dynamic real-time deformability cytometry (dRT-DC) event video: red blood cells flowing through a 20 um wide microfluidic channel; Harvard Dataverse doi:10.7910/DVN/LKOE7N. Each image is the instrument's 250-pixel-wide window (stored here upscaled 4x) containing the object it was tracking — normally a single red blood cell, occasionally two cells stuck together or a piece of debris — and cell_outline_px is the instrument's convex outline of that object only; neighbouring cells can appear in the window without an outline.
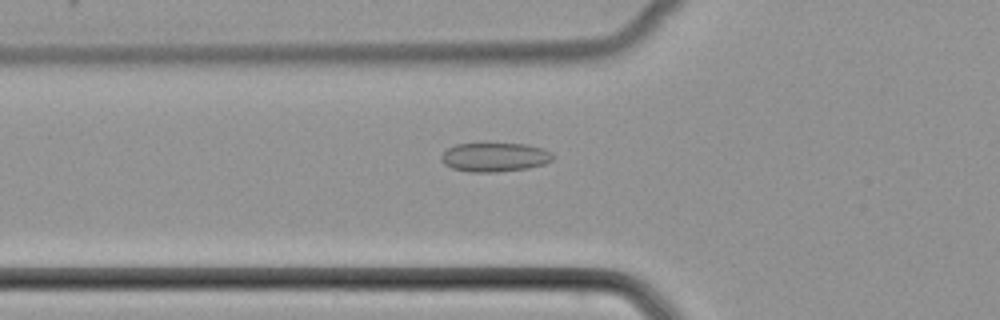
{"species": "common noctule bat (a hibernating species)", "species_latin": "Nyctalus noctula", "temperature_condition": "cold", "stored_images_in_passage": 52, "camera_frame_rate_fps": 3000, "um_per_image_px": 0.085, "animal": {"sex": "female", "body_mass_g": 22.7, "forearm_length_mm": 54.2}, "frame": {"image": 1, "passage_image": 19, "time_ms": 6.0, "image_size_px": [1000, 320], "cell_outline_px": [[552, 160], [544, 164], [528, 168], [500, 172], [468, 172], [452, 168], [444, 164], [440, 160], [440, 156], [448, 148], [456, 144], [528, 144], [544, 148], [552, 152]], "centroid_in_image_um": [42.05, 13.37], "position_along_channel_um": 83.8, "area_um2": 18.96}}
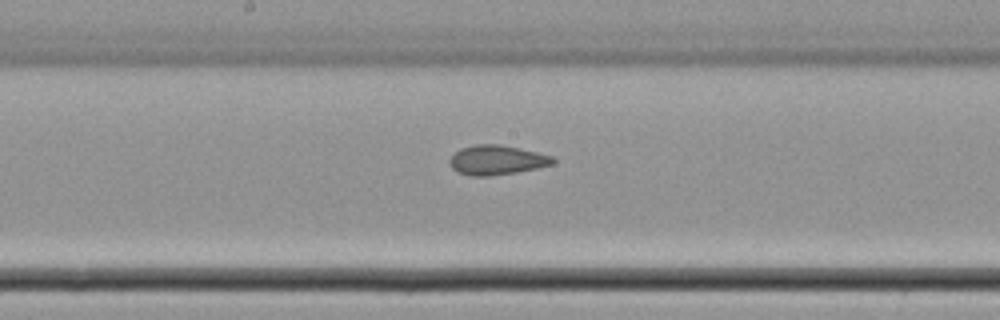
{"frame": {"image": 2, "passage_image": 28, "time_ms": 9.0, "image_size_px": [1000, 320], "cell_outline_px": [[556, 160], [552, 164], [536, 168], [516, 172], [492, 176], [472, 176], [456, 172], [448, 164], [448, 160], [460, 148], [476, 144], [500, 144], [536, 152], [552, 156]], "centroid_in_image_um": [42.18, 13.61], "position_along_channel_um": 206.0, "area_um2": 17.8}}
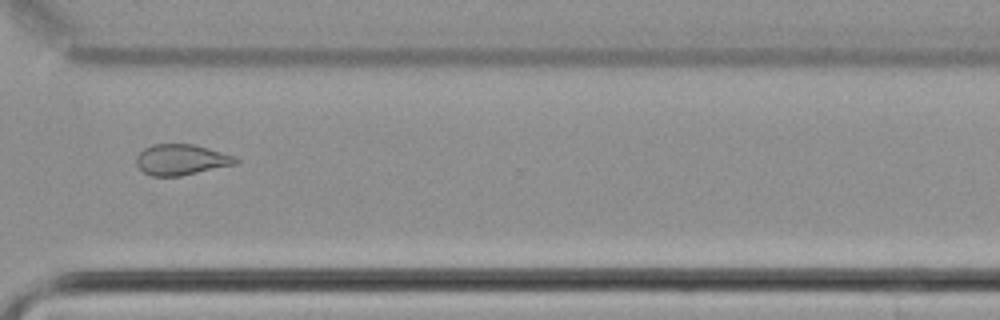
{"frame": {"image": 3, "passage_image": 39, "time_ms": 12.667, "image_size_px": [1000, 320], "cell_outline_px": [[240, 160], [236, 164], [180, 176], [152, 176], [144, 172], [136, 164], [136, 156], [144, 148], [152, 144], [192, 144], [208, 148], [236, 156]], "centroid_in_image_um": [15.41, 13.57], "position_along_channel_um": 355.2, "area_um2": 17.8}}